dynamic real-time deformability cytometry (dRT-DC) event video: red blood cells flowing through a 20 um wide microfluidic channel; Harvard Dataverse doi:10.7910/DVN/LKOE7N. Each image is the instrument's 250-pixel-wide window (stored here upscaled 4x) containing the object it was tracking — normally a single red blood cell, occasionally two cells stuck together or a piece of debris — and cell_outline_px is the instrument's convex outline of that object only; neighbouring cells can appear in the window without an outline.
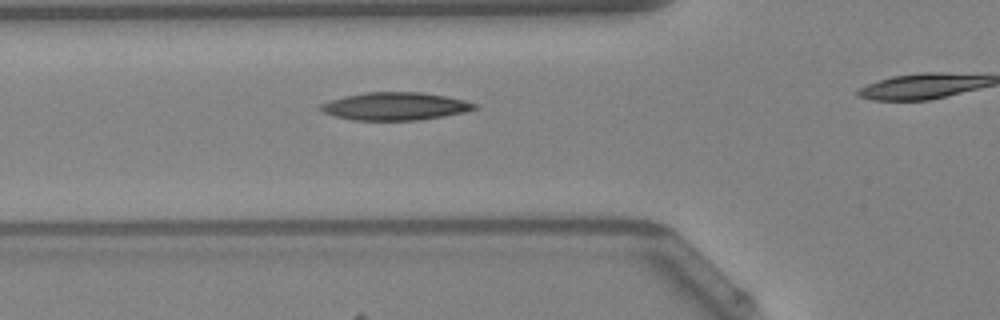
{"species": "Egyptian fruit bat (a non-hibernating species)", "species_latin": "Rousettus aegyptiacus", "temperature_condition": "warm", "stored_images_in_passage": 27, "camera_frame_rate_fps": 3000, "um_per_image_px": 0.085, "animal": {"sex": "female"}, "frame": {"image": 1, "passage_image": 5, "time_ms": 1.333, "image_size_px": [1000, 320], "cell_outline_px": [[480, 108], [464, 112], [444, 116], [420, 120], [352, 120], [336, 116], [324, 112], [320, 108], [320, 104], [344, 96], [364, 92], [420, 92], [444, 96], [464, 100], [480, 104]], "centroid_in_image_um": [33.65, 9.03], "position_along_channel_um": 92.2, "area_um2": 24.91}}